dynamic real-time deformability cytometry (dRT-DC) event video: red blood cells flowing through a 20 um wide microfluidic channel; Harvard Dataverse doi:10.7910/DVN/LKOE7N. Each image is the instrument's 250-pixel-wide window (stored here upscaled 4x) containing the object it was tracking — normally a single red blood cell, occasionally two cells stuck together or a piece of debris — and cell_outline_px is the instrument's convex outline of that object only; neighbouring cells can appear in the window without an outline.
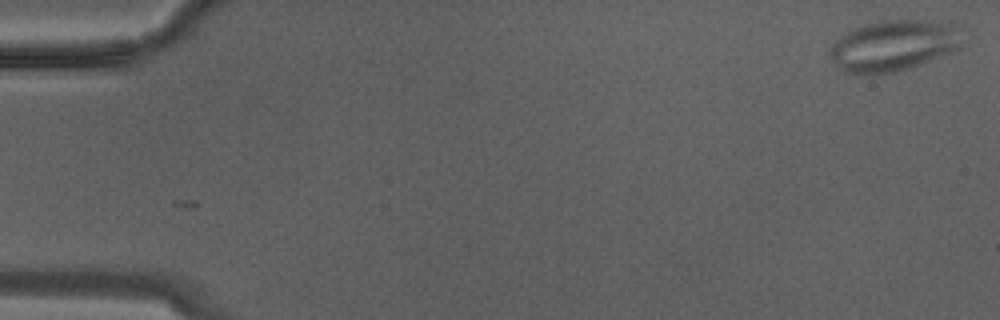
{"species": "Egyptian fruit bat (a non-hibernating species)", "species_latin": "Rousettus aegyptiacus", "temperature_condition": "warm", "stored_images_in_passage": 3, "camera_frame_rate_fps": 3000, "um_per_image_px": 0.085, "animal": {"sex": "male"}, "frame": {"image": 1, "passage_image": 1, "time_ms": 0.0, "image_size_px": [1000, 320], "cell_outline_px": [[960, 48], [908, 68], [892, 72], [844, 72], [836, 64], [828, 52], [832, 44], [840, 36], [856, 28], [868, 24], [884, 20], [916, 20], [956, 24]], "centroid_in_image_um": [75.92, 3.85], "position_along_channel_um": 9.1, "area_um2": 37.92}}